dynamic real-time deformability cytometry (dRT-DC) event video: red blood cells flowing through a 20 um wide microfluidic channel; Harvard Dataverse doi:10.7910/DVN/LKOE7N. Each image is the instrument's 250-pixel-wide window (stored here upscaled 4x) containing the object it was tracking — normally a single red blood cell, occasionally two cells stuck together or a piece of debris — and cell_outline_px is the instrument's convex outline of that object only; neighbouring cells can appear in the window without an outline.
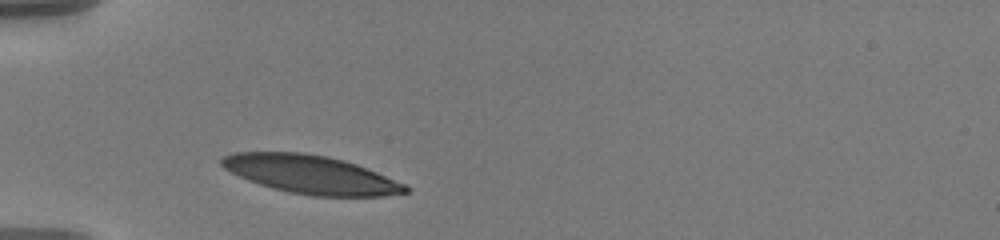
{"species": "human", "species_latin": "Homo sapiens", "temperature_condition": "warm", "stored_images_in_passage": 32, "camera_frame_rate_fps": 3000, "um_per_image_px": 0.085, "donor": {"sex": "male"}, "frame": {"image": 1, "passage_image": 1, "time_ms": 0.0, "image_size_px": [1000, 240], "cell_outline_px": [[412, 188], [408, 192], [384, 196], [312, 196], [288, 192], [272, 188], [248, 180], [224, 168], [220, 164], [220, 160], [224, 156], [236, 152], [304, 152], [328, 156], [344, 160], [356, 164], [408, 184]], "centroid_in_image_um": [26.47, 14.83], "position_along_channel_um": 58.5, "area_um2": 41.21}}
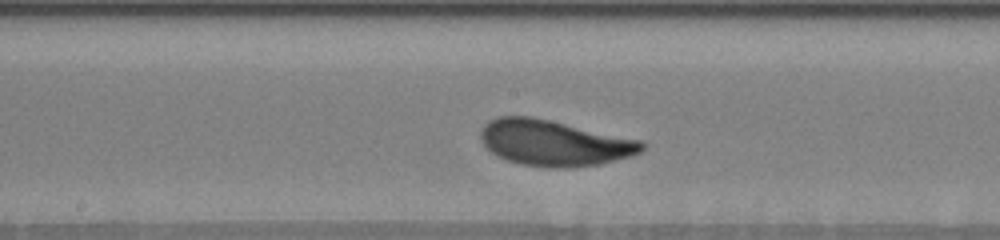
{"frame": {"image": 2, "passage_image": 14, "time_ms": 4.333, "image_size_px": [1000, 240], "cell_outline_px": [[644, 148], [640, 152], [632, 156], [600, 164], [568, 168], [548, 168], [520, 164], [508, 160], [492, 152], [480, 140], [480, 132], [484, 124], [488, 120], [500, 116], [532, 116], [640, 140], [644, 144]], "centroid_in_image_um": [47.08, 12.15], "position_along_channel_um": 201.1, "area_um2": 42.95}}
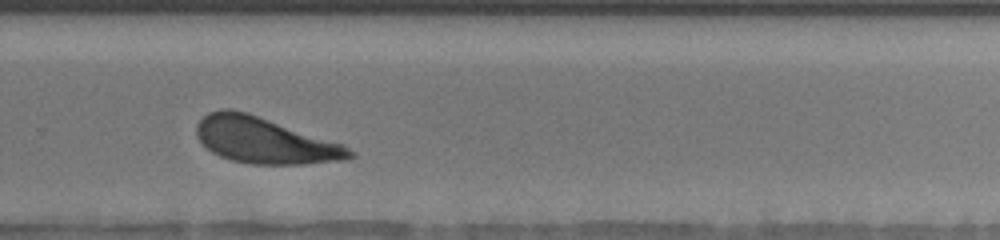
{"frame": {"image": 3, "passage_image": 23, "time_ms": 7.333, "image_size_px": [1000, 240], "cell_outline_px": [[356, 156], [348, 160], [304, 164], [252, 164], [232, 160], [220, 156], [212, 152], [196, 136], [196, 124], [208, 112], [220, 108], [232, 108], [248, 112], [344, 144], [356, 152]], "centroid_in_image_um": [22.54, 11.92], "position_along_channel_um": 307.3, "area_um2": 41.44}, "authors_computed_cell_mechanics": {"area_um2": 41.5582, "velocity_mm_per_s": 3.5524, "shape_relaxation_time_tau1_ms": 2.7794, "shape_relaxation_time_tau2_ms": null, "deformation_change_tau1": 0.1546, "deformation_change_tau2": null}}